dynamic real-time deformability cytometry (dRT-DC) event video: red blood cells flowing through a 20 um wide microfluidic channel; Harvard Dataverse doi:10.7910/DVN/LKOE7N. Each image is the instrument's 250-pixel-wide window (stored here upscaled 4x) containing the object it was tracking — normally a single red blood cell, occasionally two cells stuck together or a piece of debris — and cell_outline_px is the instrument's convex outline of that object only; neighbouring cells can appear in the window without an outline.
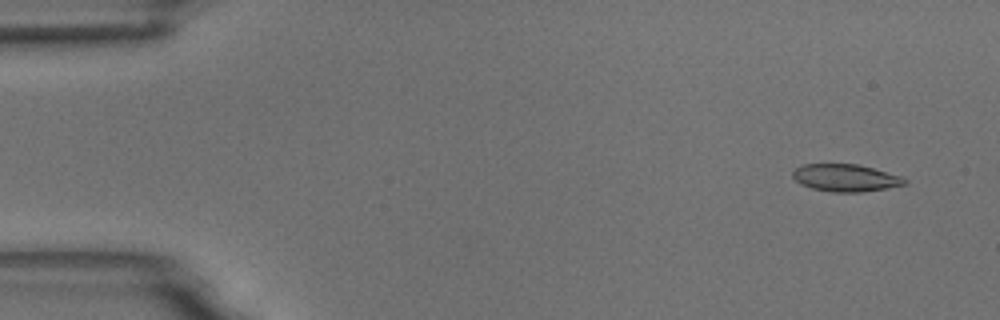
{"species": "common noctule bat (a hibernating species)", "species_latin": "Nyctalus noctula", "temperature_condition": "room temperature", "stored_images_in_passage": 5, "camera_frame_rate_fps": 3000, "um_per_image_px": 0.085, "animal": {"sex": "male", "body_mass_g": 18.8}, "frame": {"image": 1, "passage_image": 1, "time_ms": 0.0, "image_size_px": [1000, 320], "cell_outline_px": [[908, 184], [860, 192], [832, 192], [812, 188], [800, 184], [792, 176], [792, 172], [796, 168], [804, 164], [856, 164], [872, 168], [900, 176], [908, 180]], "centroid_in_image_um": [71.85, 15.12], "position_along_channel_um": 13.1, "area_um2": 17.63}}
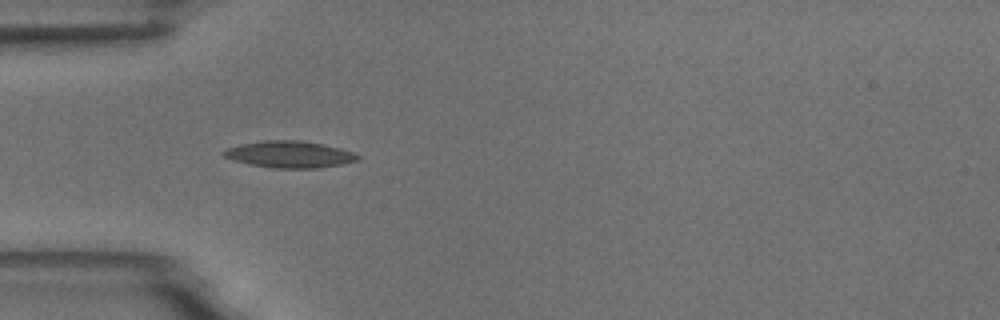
{"frame": {"image": 2, "passage_image": 4, "time_ms": 4.333, "image_size_px": [1000, 320], "cell_outline_px": [[360, 160], [344, 164], [316, 168], [276, 168], [248, 164], [224, 156], [224, 152], [228, 148], [240, 144], [264, 140], [300, 140], [340, 148], [352, 152], [360, 156]], "centroid_in_image_um": [24.66, 13.12], "position_along_channel_um": 60.3, "area_um2": 20.63}}